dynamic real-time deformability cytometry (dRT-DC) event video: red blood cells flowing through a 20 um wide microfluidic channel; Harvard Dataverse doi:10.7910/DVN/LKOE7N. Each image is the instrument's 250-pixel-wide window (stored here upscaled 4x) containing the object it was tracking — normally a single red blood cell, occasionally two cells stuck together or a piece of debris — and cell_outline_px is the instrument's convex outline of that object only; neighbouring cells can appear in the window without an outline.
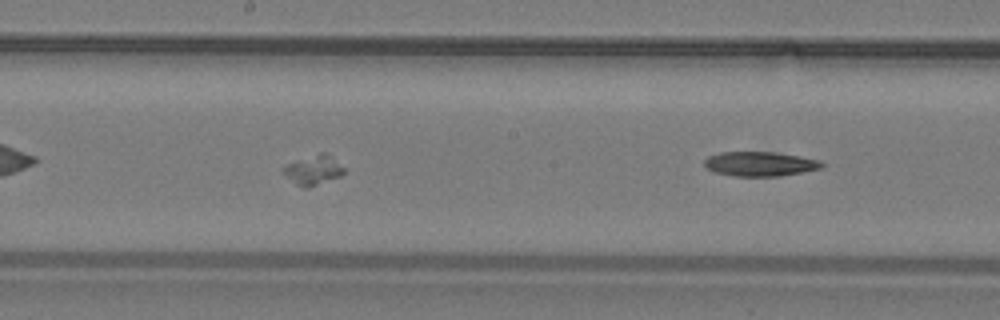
{"species": "common noctule bat (a hibernating species)", "species_latin": "Nyctalus noctula", "temperature_condition": "warm", "stored_images_in_passage": 7, "segment_of_instrument_passage": [2, 2], "camera_frame_rate_fps": 3000, "um_per_image_px": 0.085, "animal": {"sex": "male", "body_mass_g": 19.2, "forearm_length_mm": 51.8}, "frame": {"image": 1, "passage_image": 7, "time_ms": 2.0, "image_size_px": [1000, 320], "cell_outline_px": [[824, 164], [820, 168], [800, 172], [776, 176], [736, 176], [716, 172], [708, 168], [704, 164], [704, 160], [708, 156], [720, 152], [776, 152], [800, 156], [820, 160]], "centroid_in_image_um": [64.59, 13.92], "position_along_channel_um": 183.6, "area_um2": 16.53}}